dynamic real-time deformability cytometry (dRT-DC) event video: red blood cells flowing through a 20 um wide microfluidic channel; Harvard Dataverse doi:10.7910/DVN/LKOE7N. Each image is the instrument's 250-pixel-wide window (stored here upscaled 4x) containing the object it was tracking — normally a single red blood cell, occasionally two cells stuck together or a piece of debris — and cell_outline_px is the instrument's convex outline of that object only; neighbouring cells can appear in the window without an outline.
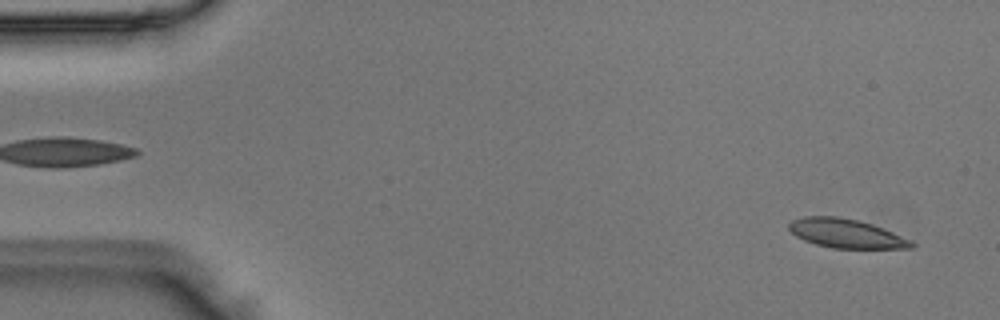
{"species": "Egyptian fruit bat (a non-hibernating species)", "species_latin": "Rousettus aegyptiacus", "temperature_condition": "room temperature", "stored_images_in_passage": 50, "camera_frame_rate_fps": 3000, "um_per_image_px": 0.085, "animal": {"sex": "male"}, "frame": {"image": 1, "passage_image": 2, "time_ms": 0.333, "image_size_px": [1000, 320], "cell_outline_px": [[916, 244], [912, 248], [832, 248], [816, 244], [804, 240], [796, 236], [788, 228], [788, 224], [792, 220], [804, 216], [836, 216], [856, 220], [872, 224], [912, 240]], "centroid_in_image_um": [71.91, 19.84], "position_along_channel_um": 13.1, "area_um2": 20.58}}
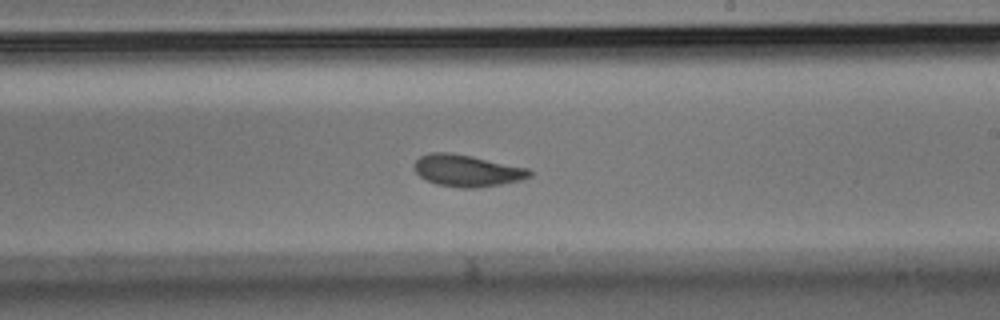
{"frame": {"image": 2, "passage_image": 29, "time_ms": 9.333, "image_size_px": [1000, 320], "cell_outline_px": [[532, 176], [520, 180], [500, 184], [476, 188], [460, 188], [436, 184], [420, 176], [416, 172], [416, 160], [420, 156], [428, 152], [448, 152], [472, 156], [528, 168], [532, 172]], "centroid_in_image_um": [39.71, 14.5], "position_along_channel_um": 249.3, "area_um2": 21.21}}
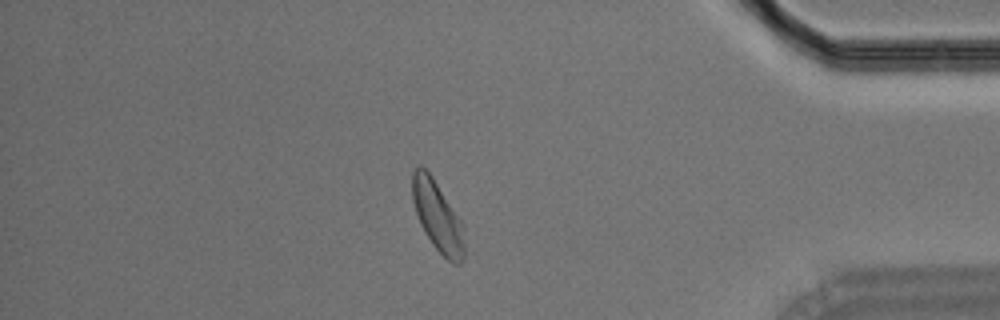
{"frame": {"image": 3, "passage_image": 43, "time_ms": 14.0, "image_size_px": [1000, 320], "cell_outline_px": [[464, 260], [460, 264], [452, 264], [432, 244], [424, 232], [420, 224], [412, 200], [412, 172], [420, 164], [432, 176], [464, 224]], "centroid_in_image_um": [37.21, 18.41], "position_along_channel_um": 398.0, "area_um2": 21.44}}